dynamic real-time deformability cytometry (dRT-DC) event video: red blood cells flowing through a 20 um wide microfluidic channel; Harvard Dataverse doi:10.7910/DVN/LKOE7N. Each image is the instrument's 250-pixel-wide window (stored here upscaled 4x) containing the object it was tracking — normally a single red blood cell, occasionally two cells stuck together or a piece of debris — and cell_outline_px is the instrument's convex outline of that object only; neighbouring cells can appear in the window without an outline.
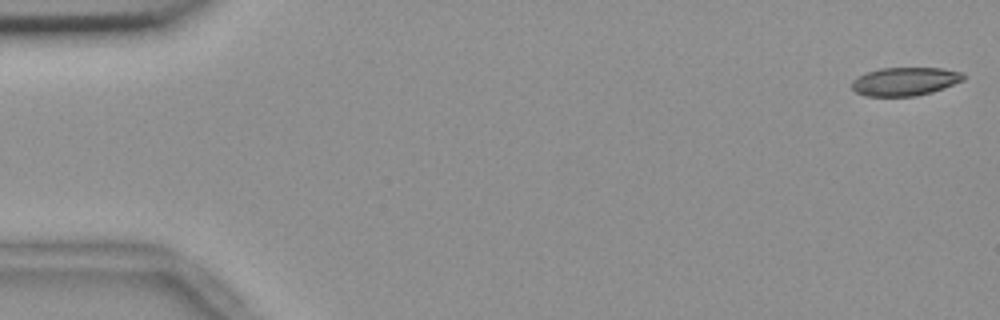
{"species": "common noctule bat (a hibernating species)", "species_latin": "Nyctalus noctula", "temperature_condition": "room temperature", "stored_images_in_passage": 4, "camera_frame_rate_fps": 3000, "um_per_image_px": 0.085, "animal": {"sex": "female", "body_mass_g": 18.4}, "frame": {"image": 1, "passage_image": 1, "time_ms": 0.0, "image_size_px": [1000, 320], "cell_outline_px": [[964, 80], [944, 88], [932, 92], [916, 96], [868, 96], [856, 92], [852, 88], [852, 80], [868, 72], [880, 68], [940, 68], [964, 72]], "centroid_in_image_um": [76.95, 6.92], "position_along_channel_um": 8.0, "area_um2": 18.38}}